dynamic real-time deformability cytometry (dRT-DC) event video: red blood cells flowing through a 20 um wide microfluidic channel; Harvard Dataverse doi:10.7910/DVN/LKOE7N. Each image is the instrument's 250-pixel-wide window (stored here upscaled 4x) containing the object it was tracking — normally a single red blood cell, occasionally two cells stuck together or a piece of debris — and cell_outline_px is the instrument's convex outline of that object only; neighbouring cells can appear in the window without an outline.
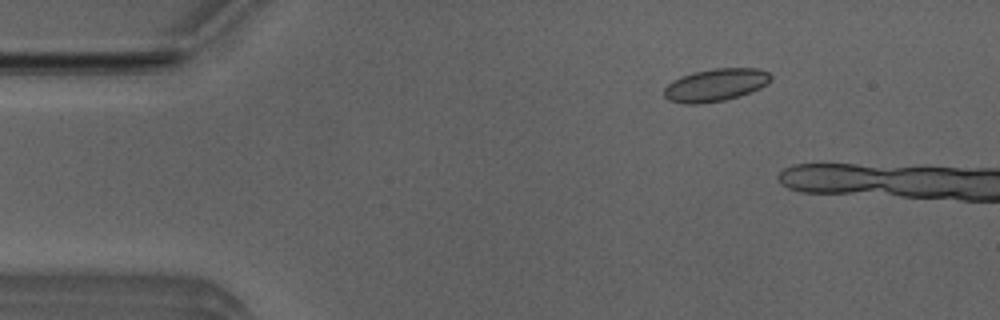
{"species": "Egyptian fruit bat (a non-hibernating species)", "species_latin": "Rousettus aegyptiacus", "temperature_condition": "room temperature", "stored_images_in_passage": 4, "camera_frame_rate_fps": 3000, "um_per_image_px": 0.085, "animal": {"sex": "male"}, "frame": {"image": 1, "passage_image": 3, "time_ms": 0.667, "image_size_px": [1000, 320], "cell_outline_px": [[772, 80], [768, 84], [760, 88], [724, 100], [696, 104], [684, 104], [668, 100], [664, 96], [664, 88], [672, 80], [680, 76], [692, 72], [712, 68], [756, 68], [768, 72], [772, 76]], "centroid_in_image_um": [60.8, 7.21], "position_along_channel_um": 24.2, "area_um2": 20.35}}